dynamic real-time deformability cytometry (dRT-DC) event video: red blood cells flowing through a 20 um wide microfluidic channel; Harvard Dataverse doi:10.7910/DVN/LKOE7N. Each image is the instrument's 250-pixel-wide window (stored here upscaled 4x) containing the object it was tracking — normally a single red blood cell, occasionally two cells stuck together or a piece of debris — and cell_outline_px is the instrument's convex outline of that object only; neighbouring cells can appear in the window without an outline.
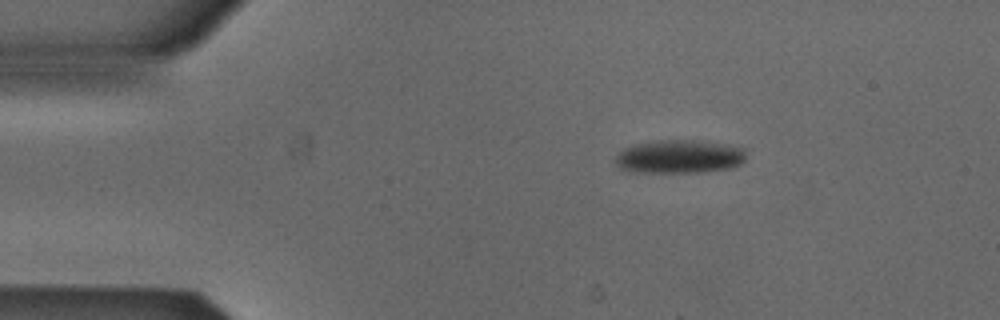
{"species": "Egyptian fruit bat (a non-hibernating species)", "species_latin": "Rousettus aegyptiacus", "temperature_condition": "cold", "stored_images_in_passage": 45, "camera_frame_rate_fps": 3000, "um_per_image_px": 0.085, "animal": {"sex": "male"}, "frame": {"image": 1, "passage_image": 1, "time_ms": 0.0, "image_size_px": [1000, 320], "cell_outline_px": [[748, 148], [744, 160], [740, 164], [728, 168], [704, 172], [628, 172], [620, 168], [612, 160], [624, 148], [632, 144], [656, 140], [704, 140], [728, 144]], "centroid_in_image_um": [57.75, 13.29], "position_along_channel_um": 27.2, "area_um2": 26.07}}
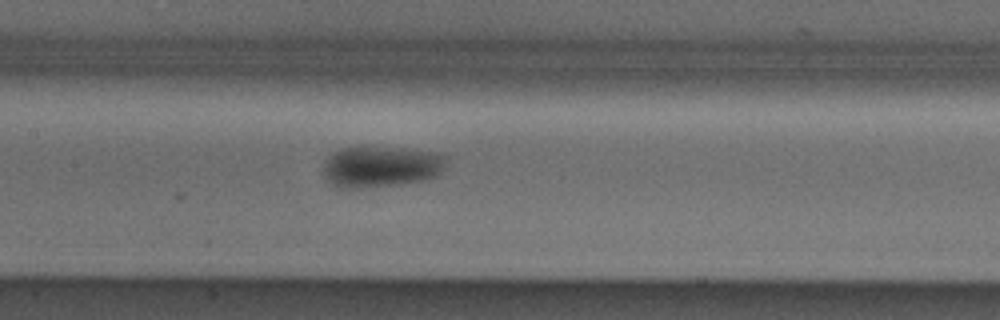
{"frame": {"image": 2, "passage_image": 17, "time_ms": 5.333, "image_size_px": [1000, 320], "cell_outline_px": [[448, 160], [444, 168], [436, 176], [424, 180], [400, 184], [356, 188], [336, 188], [324, 176], [324, 164], [328, 156], [332, 152], [340, 148], [404, 148], [440, 152], [448, 156]], "centroid_in_image_um": [32.43, 14.16], "position_along_channel_um": 175.0, "area_um2": 29.65}}
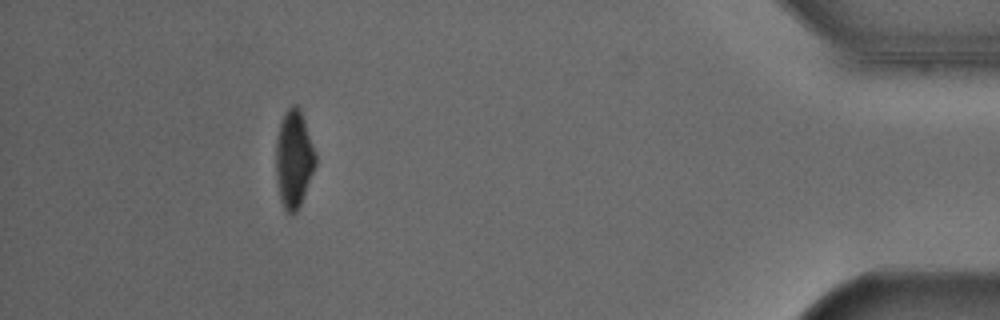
{"frame": {"image": 3, "passage_image": 40, "time_ms": 13.0, "image_size_px": [1000, 320], "cell_outline_px": [[316, 164], [304, 196], [296, 212], [288, 212], [284, 208], [280, 200], [276, 180], [276, 140], [280, 124], [284, 112], [292, 104], [296, 104], [300, 108], [316, 156]], "centroid_in_image_um": [24.96, 13.5], "position_along_channel_um": 410.2, "area_um2": 22.31}, "authors_computed_cell_mechanics": {"area_um2": 27.2238, "velocity_mm_per_s": 3.8733, "shape_relaxation_time_tau1_ms": 4.0251, "shape_relaxation_time_tau2_ms": null, "deformation_change_tau1": 0.122, "deformation_change_tau2": null}}